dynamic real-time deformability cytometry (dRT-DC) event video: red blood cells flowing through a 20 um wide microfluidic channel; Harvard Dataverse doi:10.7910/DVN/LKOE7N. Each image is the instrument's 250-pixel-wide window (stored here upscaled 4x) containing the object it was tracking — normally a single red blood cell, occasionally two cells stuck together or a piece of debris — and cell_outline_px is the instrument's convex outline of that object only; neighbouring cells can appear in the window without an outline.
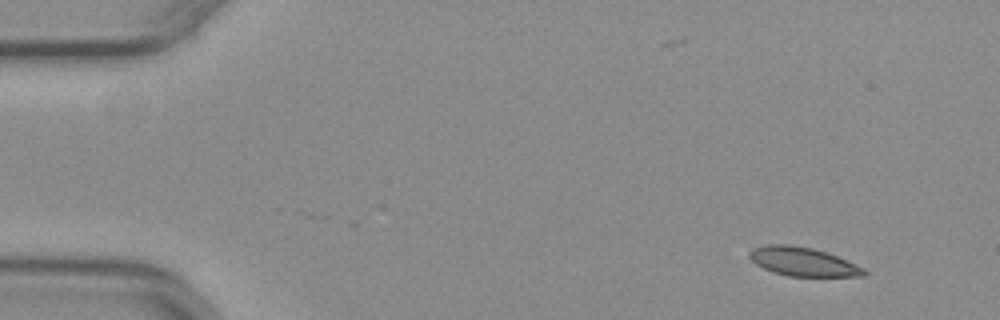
{"species": "common noctule bat (a hibernating species)", "species_latin": "Nyctalus noctula", "temperature_condition": "warm", "stored_images_in_passage": 49, "camera_frame_rate_fps": 3000, "um_per_image_px": 0.085, "animal": {"sex": "female", "body_mass_g": 29.2, "forearm_length_mm": 56.3}, "frame": {"image": 1, "passage_image": 1, "time_ms": 0.0, "image_size_px": [1000, 320], "cell_outline_px": [[868, 276], [788, 276], [772, 272], [756, 264], [748, 256], [748, 252], [752, 248], [768, 244], [788, 244], [812, 248], [828, 252], [848, 260], [864, 268], [868, 272]], "centroid_in_image_um": [68.27, 22.24], "position_along_channel_um": 16.7, "area_um2": 19.42}}
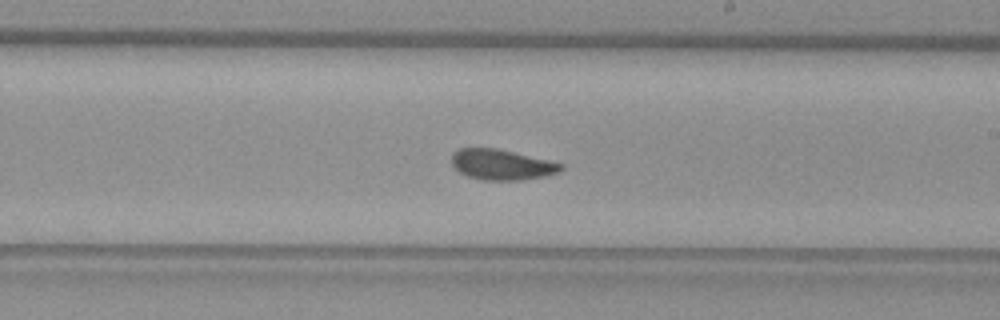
{"frame": {"image": 2, "passage_image": 27, "time_ms": 8.667, "image_size_px": [1000, 320], "cell_outline_px": [[564, 168], [560, 172], [544, 176], [524, 180], [480, 180], [468, 176], [460, 172], [452, 164], [452, 152], [460, 148], [496, 148], [552, 160], [564, 164]], "centroid_in_image_um": [42.69, 13.99], "position_along_channel_um": 246.3, "area_um2": 19.65}}
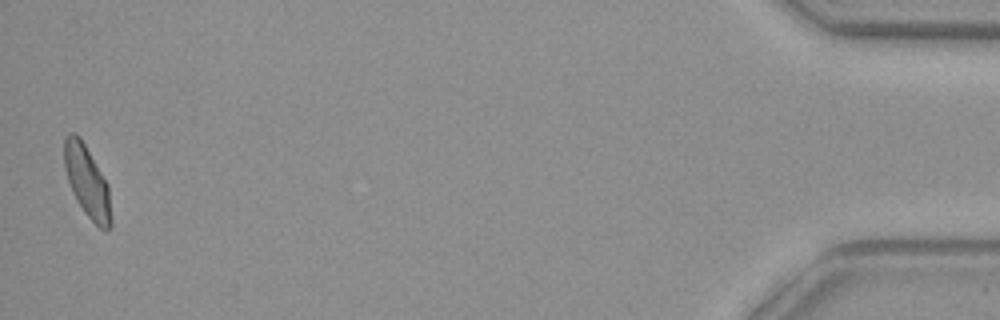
{"frame": {"image": 3, "passage_image": 48, "time_ms": 15.667, "image_size_px": [1000, 320], "cell_outline_px": [[112, 228], [108, 232], [100, 228], [84, 212], [76, 200], [72, 192], [64, 168], [64, 136], [68, 132], [76, 132], [80, 136], [108, 184], [112, 220]], "centroid_in_image_um": [7.4, 15.43], "position_along_channel_um": 427.8, "area_um2": 19.77}, "authors_computed_cell_mechanics": {"area_um2": 19.652, "velocity_mm_per_s": 3.9596, "shape_relaxation_time_tau1_ms": null, "shape_relaxation_time_tau2_ms": 1.2409, "deformation_change_tau1": null, "deformation_change_tau2": 0.0677}}